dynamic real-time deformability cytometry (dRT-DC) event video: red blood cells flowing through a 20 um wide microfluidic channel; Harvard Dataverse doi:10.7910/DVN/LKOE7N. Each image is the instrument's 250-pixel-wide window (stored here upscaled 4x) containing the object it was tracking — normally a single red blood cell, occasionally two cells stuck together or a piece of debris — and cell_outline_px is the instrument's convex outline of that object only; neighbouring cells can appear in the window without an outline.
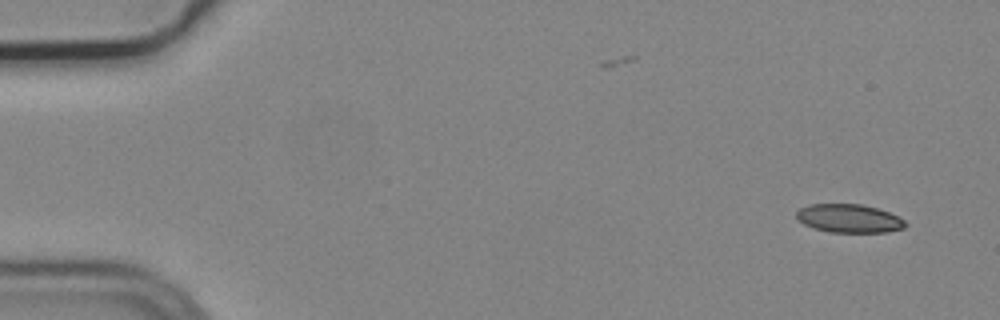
{"species": "common noctule bat (a hibernating species)", "species_latin": "Nyctalus noctula", "temperature_condition": "cold", "stored_images_in_passage": 5, "camera_frame_rate_fps": 3000, "um_per_image_px": 0.085, "animal": {"sex": "male", "body_mass_g": 19.2, "forearm_length_mm": 51.8}, "frame": {"image": 1, "passage_image": 1, "time_ms": 0.0, "image_size_px": [1000, 320], "cell_outline_px": [[908, 224], [904, 228], [888, 232], [828, 232], [812, 228], [804, 224], [796, 216], [796, 212], [800, 208], [808, 204], [860, 204], [876, 208], [888, 212], [904, 220]], "centroid_in_image_um": [72.16, 18.57], "position_along_channel_um": 12.8, "area_um2": 18.03}}
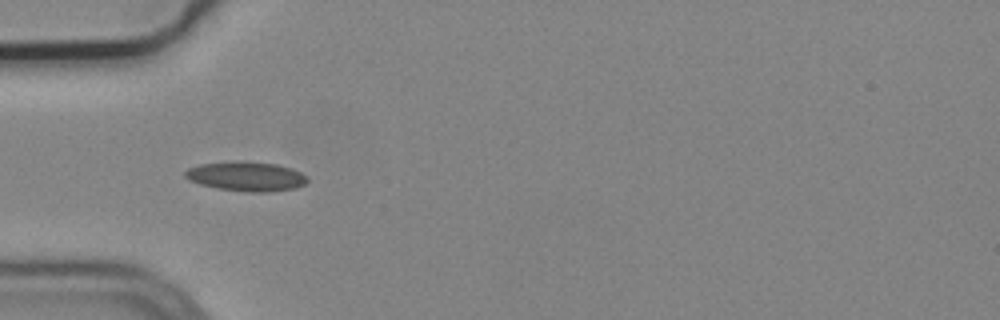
{"frame": {"image": 2, "passage_image": 4, "time_ms": 1.0, "image_size_px": [1000, 320], "cell_outline_px": [[308, 180], [304, 184], [292, 188], [268, 192], [252, 192], [216, 188], [200, 184], [188, 180], [184, 176], [184, 172], [188, 168], [200, 164], [240, 160], [276, 164], [292, 168], [308, 176]], "centroid_in_image_um": [20.91, 14.98], "position_along_channel_um": 64.1, "area_um2": 21.04}}
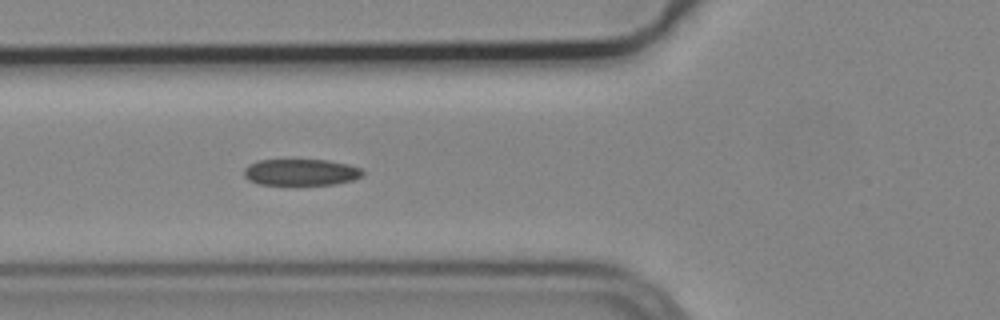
{"frame": {"image": 3, "passage_image": 5, "time_ms": 1.333, "image_size_px": [1000, 320], "cell_outline_px": [[364, 172], [360, 176], [352, 180], [336, 184], [296, 188], [260, 184], [248, 180], [244, 176], [244, 168], [248, 164], [256, 160], [328, 160], [348, 164], [360, 168]], "centroid_in_image_um": [25.53, 14.69], "position_along_channel_um": 100.3, "area_um2": 19.31}}